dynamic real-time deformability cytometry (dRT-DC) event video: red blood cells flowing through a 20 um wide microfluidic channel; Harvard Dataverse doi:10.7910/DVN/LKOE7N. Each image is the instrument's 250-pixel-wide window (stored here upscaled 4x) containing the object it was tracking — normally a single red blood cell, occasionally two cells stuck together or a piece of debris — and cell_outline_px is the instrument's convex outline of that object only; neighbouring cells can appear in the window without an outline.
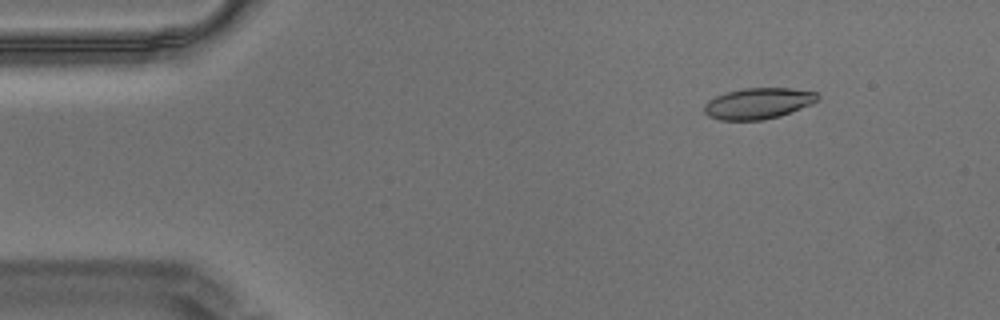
{"species": "Egyptian fruit bat (a non-hibernating species)", "species_latin": "Rousettus aegyptiacus", "temperature_condition": "warm", "stored_images_in_passage": 54, "camera_frame_rate_fps": 3000, "um_per_image_px": 0.085, "animal": {"sex": "male"}, "frame": {"image": 1, "passage_image": 4, "time_ms": 1.0, "image_size_px": [1000, 320], "cell_outline_px": [[820, 100], [812, 104], [780, 116], [764, 120], [720, 120], [708, 116], [704, 112], [704, 104], [708, 100], [716, 96], [728, 92], [744, 88], [792, 88], [816, 92], [820, 96]], "centroid_in_image_um": [64.47, 8.79], "position_along_channel_um": 20.5, "area_um2": 20.63}}
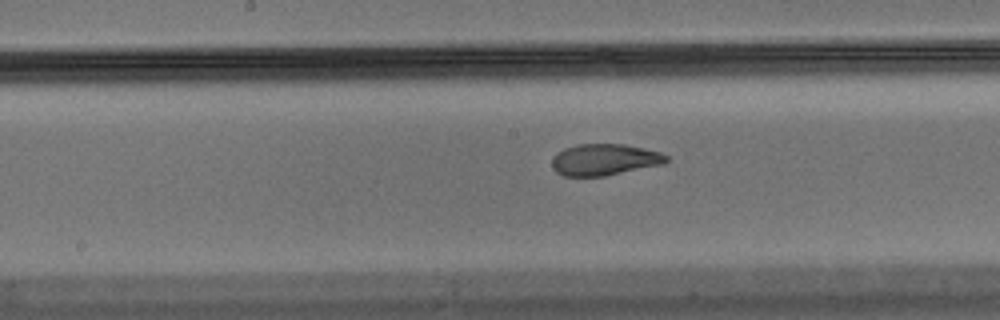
{"frame": {"image": 2, "passage_image": 26, "time_ms": 8.333, "image_size_px": [1000, 320], "cell_outline_px": [[668, 160], [664, 164], [604, 176], [564, 176], [556, 172], [552, 168], [552, 156], [556, 152], [564, 148], [576, 144], [624, 144], [644, 148], [660, 152], [668, 156]], "centroid_in_image_um": [51.35, 13.56], "position_along_channel_um": 196.8, "area_um2": 21.15}}
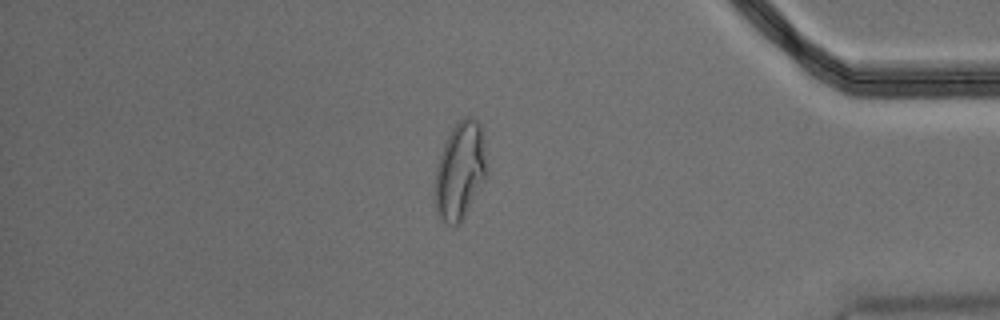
{"frame": {"image": 3, "passage_image": 46, "time_ms": 15.0, "image_size_px": [1000, 320], "cell_outline_px": [[488, 172], [460, 224], [456, 228], [440, 220], [436, 212], [432, 192], [436, 168], [444, 144], [452, 128], [464, 116], [472, 116], [480, 124], [484, 132], [488, 168]], "centroid_in_image_um": [39.1, 14.53], "position_along_channel_um": 396.1, "area_um2": 30.23}, "authors_computed_cell_mechanics": {"area_um2": 21.675, "velocity_mm_per_s": 3.4753, "shape_relaxation_time_tau1_ms": null, "shape_relaxation_time_tau2_ms": 1.388, "deformation_change_tau1": null, "deformation_change_tau2": 0.0668}}